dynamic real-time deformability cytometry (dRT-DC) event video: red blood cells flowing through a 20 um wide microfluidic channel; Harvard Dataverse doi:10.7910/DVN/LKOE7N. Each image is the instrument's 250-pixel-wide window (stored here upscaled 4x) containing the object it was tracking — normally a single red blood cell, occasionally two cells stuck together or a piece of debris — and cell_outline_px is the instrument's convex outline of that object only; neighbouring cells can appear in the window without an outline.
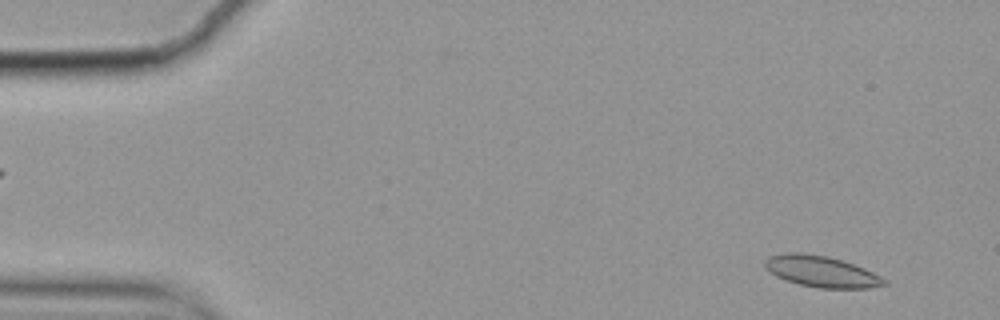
{"species": "common noctule bat (a hibernating species)", "species_latin": "Nyctalus noctula", "temperature_condition": "cold", "stored_images_in_passage": 57, "camera_frame_rate_fps": 3000, "um_per_image_px": 0.085, "animal": {"sex": "female", "body_mass_g": 19.9}, "frame": {"image": 1, "passage_image": 4, "time_ms": 1.0, "image_size_px": [1000, 320], "cell_outline_px": [[888, 284], [868, 288], [820, 288], [800, 284], [784, 280], [776, 276], [764, 268], [764, 260], [768, 256], [788, 252], [800, 252], [828, 256], [864, 268], [888, 280]], "centroid_in_image_um": [69.78, 23.07], "position_along_channel_um": 15.2, "area_um2": 21.73}}
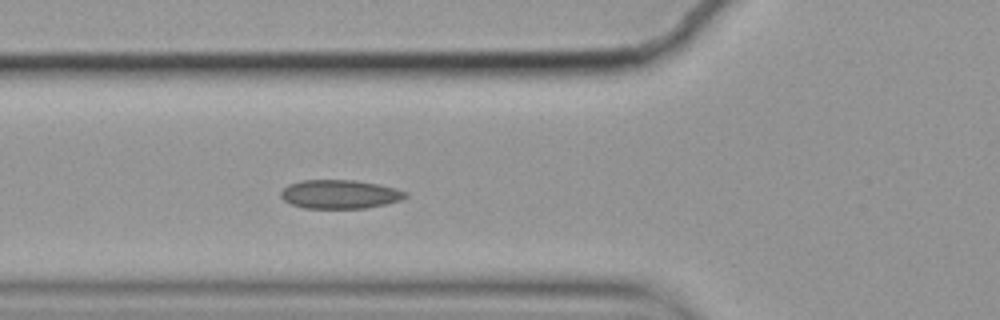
{"frame": {"image": 2, "passage_image": 20, "time_ms": 6.333, "image_size_px": [1000, 320], "cell_outline_px": [[408, 196], [400, 200], [388, 204], [364, 208], [304, 208], [292, 204], [284, 200], [280, 196], [280, 192], [288, 184], [304, 180], [356, 180], [380, 184], [396, 188], [408, 192]], "centroid_in_image_um": [28.92, 16.5], "position_along_channel_um": 96.9, "area_um2": 21.04}}
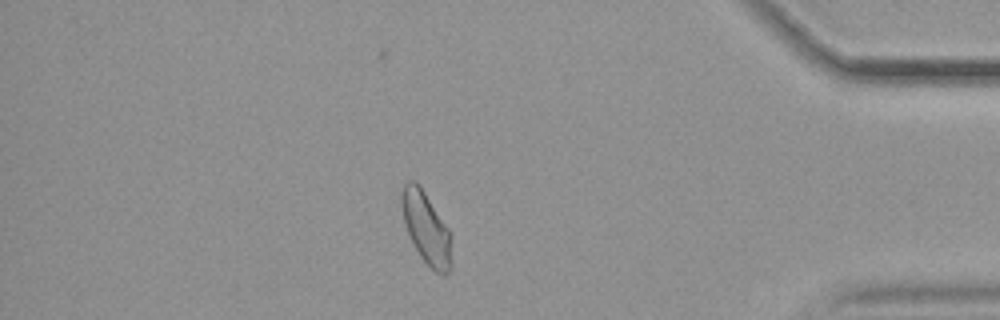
{"frame": {"image": 3, "passage_image": 49, "time_ms": 16.0, "image_size_px": [1000, 320], "cell_outline_px": [[452, 268], [444, 276], [440, 276], [420, 256], [404, 224], [400, 204], [400, 192], [404, 184], [408, 180], [412, 180], [424, 192], [448, 228], [452, 236]], "centroid_in_image_um": [36.25, 19.42], "position_along_channel_um": 399.0, "area_um2": 20.92}, "authors_computed_cell_mechanics": {"area_um2": 21.0392, "velocity_mm_per_s": 3.4956, "shape_relaxation_time_tau1_ms": null, "shape_relaxation_time_tau2_ms": 1.9277, "deformation_change_tau1": null, "deformation_change_tau2": 0.0637}}